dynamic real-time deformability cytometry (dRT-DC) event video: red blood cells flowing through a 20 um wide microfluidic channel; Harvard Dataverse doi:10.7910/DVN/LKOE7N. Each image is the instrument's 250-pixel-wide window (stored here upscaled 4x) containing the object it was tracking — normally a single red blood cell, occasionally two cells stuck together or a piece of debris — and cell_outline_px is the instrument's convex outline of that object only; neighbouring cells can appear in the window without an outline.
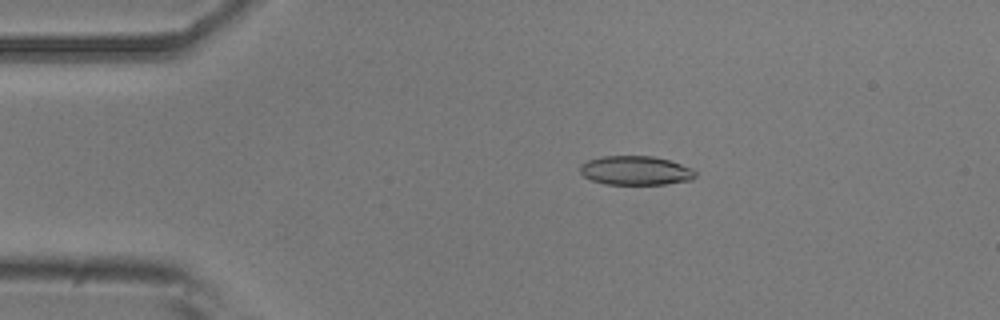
{"species": "common noctule bat (a hibernating species)", "species_latin": "Nyctalus noctula", "temperature_condition": "room temperature", "stored_images_in_passage": 51, "camera_frame_rate_fps": 3000, "um_per_image_px": 0.085, "animal": {"sex": "male", "body_mass_g": 20.5, "forearm_length_mm": 52.5}, "frame": {"image": 1, "passage_image": 10, "time_ms": 3.0, "image_size_px": [1000, 320], "cell_outline_px": [[696, 176], [692, 180], [664, 184], [604, 184], [592, 180], [584, 176], [580, 172], [580, 164], [588, 160], [604, 156], [652, 156], [668, 160], [692, 168], [696, 172]], "centroid_in_image_um": [54.02, 14.49], "position_along_channel_um": 31.0, "area_um2": 19.48}}
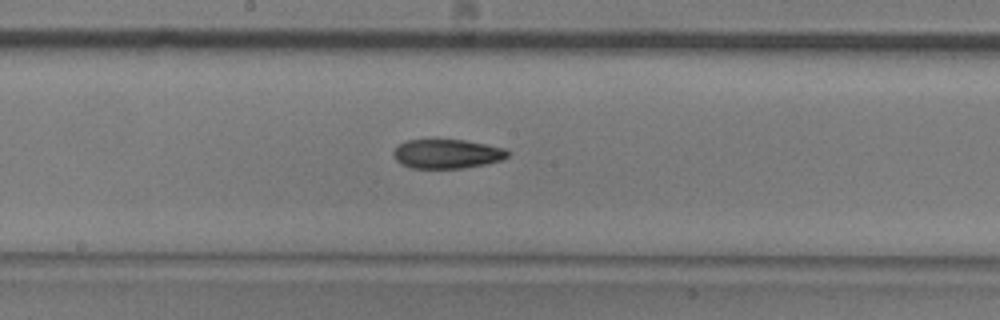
{"frame": {"image": 2, "passage_image": 27, "time_ms": 8.667, "image_size_px": [1000, 320], "cell_outline_px": [[508, 156], [504, 160], [488, 164], [464, 168], [412, 168], [400, 164], [396, 160], [392, 152], [400, 144], [408, 140], [436, 136], [464, 140], [504, 148], [508, 152]], "centroid_in_image_um": [37.97, 13.04], "position_along_channel_um": 210.2, "area_um2": 20.23}}
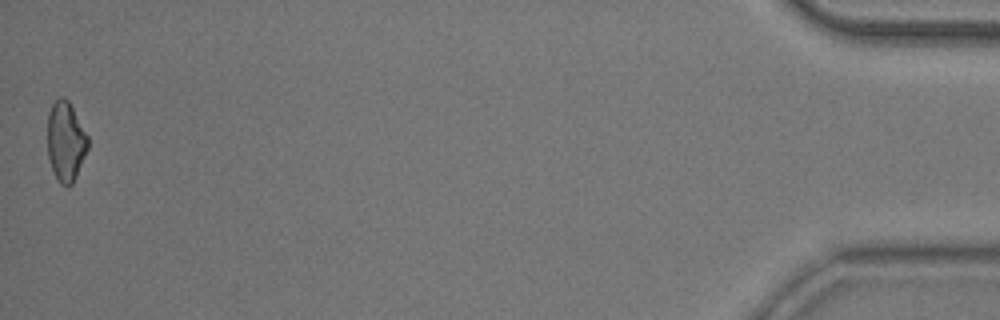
{"frame": {"image": 3, "passage_image": 51, "time_ms": 16.667, "image_size_px": [1000, 320], "cell_outline_px": [[88, 148], [76, 176], [72, 184], [68, 188], [60, 184], [52, 168], [48, 156], [48, 112], [52, 104], [60, 96], [64, 96], [68, 100], [88, 136]], "centroid_in_image_um": [5.58, 12.02], "position_along_channel_um": 429.6, "area_um2": 18.67}, "authors_computed_cell_mechanics": {"area_um2": 19.5364, "velocity_mm_per_s": 3.9578, "shape_relaxation_time_tau1_ms": 5.0181, "shape_relaxation_time_tau2_ms": 9.3677, "deformation_change_tau1": 0.1492, "deformation_change_tau2": 0.1786}}